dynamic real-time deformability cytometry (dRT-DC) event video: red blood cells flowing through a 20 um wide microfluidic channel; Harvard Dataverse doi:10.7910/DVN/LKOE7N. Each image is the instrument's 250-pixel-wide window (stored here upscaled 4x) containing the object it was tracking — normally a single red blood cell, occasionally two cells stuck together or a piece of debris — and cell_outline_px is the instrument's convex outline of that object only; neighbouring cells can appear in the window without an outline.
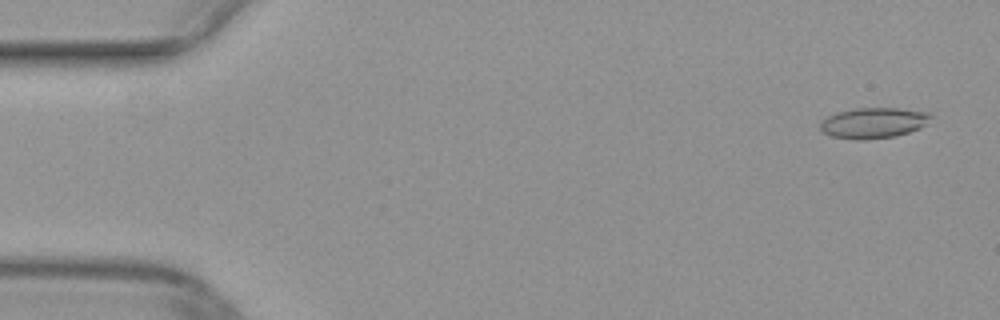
{"species": "common noctule bat (a hibernating species)", "species_latin": "Nyctalus noctula", "temperature_condition": "warm", "stored_images_in_passage": 21, "camera_frame_rate_fps": 3000, "um_per_image_px": 0.085, "animal": {"sex": "female", "body_mass_g": 29.2, "forearm_length_mm": 56.3}, "frame": {"image": 1, "passage_image": 2, "time_ms": 0.333, "image_size_px": [1000, 320], "cell_outline_px": [[932, 116], [928, 124], [920, 128], [896, 136], [864, 140], [856, 140], [832, 136], [824, 132], [820, 128], [820, 124], [828, 116], [836, 112], [856, 108], [900, 108], [932, 112]], "centroid_in_image_um": [74.3, 10.44], "position_along_channel_um": 10.7, "area_um2": 19.88}}
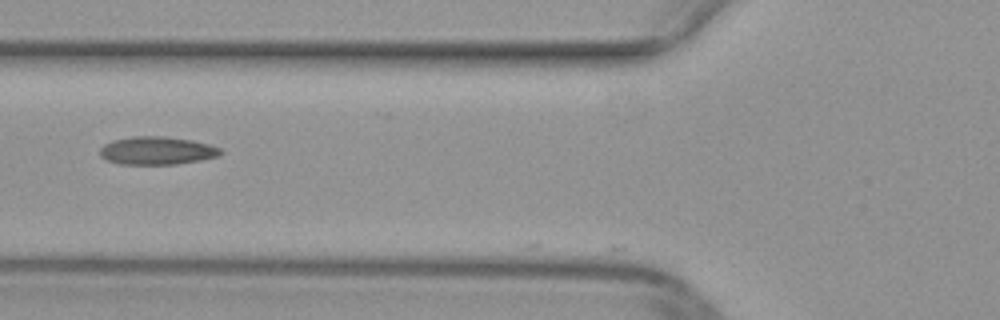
{"frame": {"image": 2, "passage_image": 19, "time_ms": 6.0, "image_size_px": [1000, 320], "cell_outline_px": [[224, 152], [220, 156], [200, 160], [176, 164], [120, 164], [108, 160], [100, 156], [100, 148], [104, 144], [112, 140], [132, 136], [164, 136], [192, 140], [208, 144], [220, 148]], "centroid_in_image_um": [13.35, 12.8], "position_along_channel_um": 112.5, "area_um2": 19.77}}